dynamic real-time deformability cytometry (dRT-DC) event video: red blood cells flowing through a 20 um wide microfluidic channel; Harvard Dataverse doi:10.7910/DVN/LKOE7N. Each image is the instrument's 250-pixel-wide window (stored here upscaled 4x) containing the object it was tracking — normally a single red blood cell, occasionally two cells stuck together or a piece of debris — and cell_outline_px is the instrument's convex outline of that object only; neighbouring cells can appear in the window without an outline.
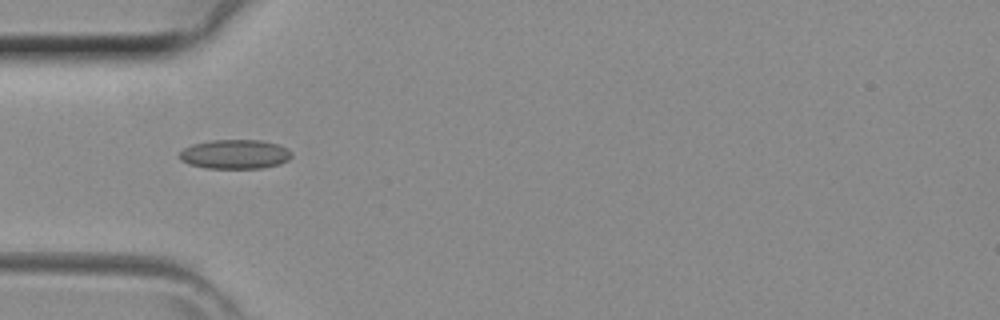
{"species": "common noctule bat (a hibernating species)", "species_latin": "Nyctalus noctula", "temperature_condition": "room temperature", "stored_images_in_passage": 35, "camera_frame_rate_fps": 3000, "um_per_image_px": 0.085, "animal": {"sex": "female", "body_mass_g": 29.2, "forearm_length_mm": 56.3}, "frame": {"image": 1, "passage_image": 6, "time_ms": 1.667, "image_size_px": [1000, 320], "cell_outline_px": [[292, 156], [288, 160], [280, 164], [260, 168], [208, 168], [188, 164], [180, 160], [180, 152], [184, 148], [192, 144], [212, 140], [260, 140], [280, 144], [288, 148], [292, 152]], "centroid_in_image_um": [20.0, 13.1], "position_along_channel_um": 65.0, "area_um2": 19.25}}
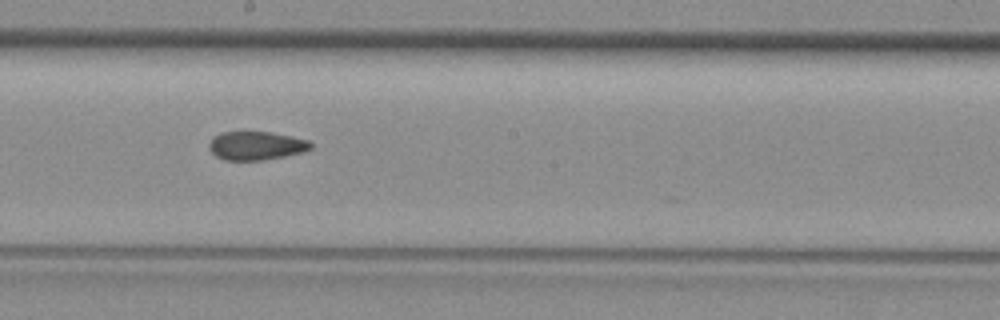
{"frame": {"image": 2, "passage_image": 16, "time_ms": 5.0, "image_size_px": [1000, 320], "cell_outline_px": [[312, 148], [304, 152], [264, 160], [224, 160], [216, 156], [212, 152], [208, 144], [216, 136], [224, 132], [272, 132], [308, 140], [312, 144]], "centroid_in_image_um": [21.81, 12.39], "position_along_channel_um": 226.4, "area_um2": 16.76}}
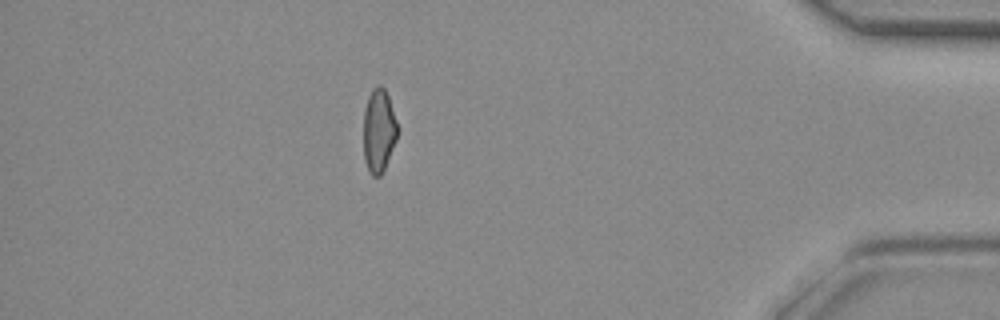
{"frame": {"image": 3, "passage_image": 30, "time_ms": 9.667, "image_size_px": [1000, 320], "cell_outline_px": [[396, 140], [384, 168], [380, 176], [372, 176], [368, 172], [364, 160], [364, 108], [368, 96], [372, 88], [376, 84], [380, 84], [384, 88], [388, 96], [396, 120]], "centroid_in_image_um": [32.17, 11.08], "position_along_channel_um": 403.0, "area_um2": 16.42}}